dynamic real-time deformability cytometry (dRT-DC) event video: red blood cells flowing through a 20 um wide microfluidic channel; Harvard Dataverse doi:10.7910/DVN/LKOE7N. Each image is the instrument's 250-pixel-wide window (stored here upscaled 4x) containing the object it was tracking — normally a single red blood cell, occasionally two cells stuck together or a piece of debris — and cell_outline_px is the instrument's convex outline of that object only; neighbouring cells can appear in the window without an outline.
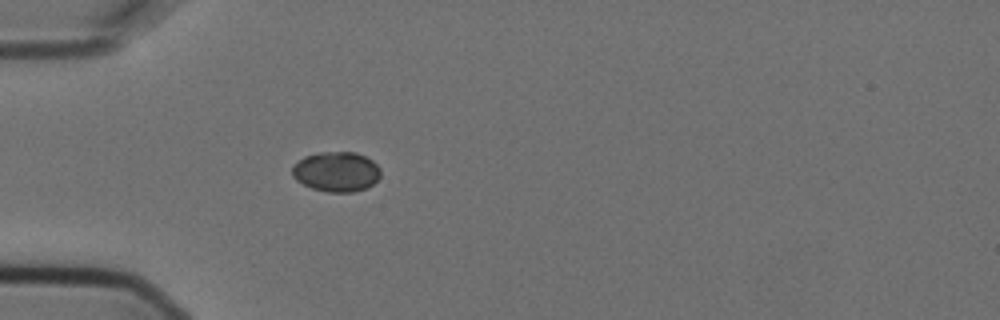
{"species": "Egyptian fruit bat (a non-hibernating species)", "species_latin": "Rousettus aegyptiacus", "temperature_condition": "cold", "stored_images_in_passage": 3, "camera_frame_rate_fps": 3000, "um_per_image_px": 0.085, "animal": {"sex": "female"}, "frame": {"image": 1, "passage_image": 3, "time_ms": 0.667, "image_size_px": [1000, 320], "cell_outline_px": [[380, 176], [372, 184], [364, 188], [352, 192], [328, 192], [312, 188], [296, 180], [292, 176], [292, 164], [304, 156], [320, 152], [356, 152], [372, 160], [380, 168]], "centroid_in_image_um": [28.56, 14.58], "position_along_channel_um": 56.4, "area_um2": 20.58}}